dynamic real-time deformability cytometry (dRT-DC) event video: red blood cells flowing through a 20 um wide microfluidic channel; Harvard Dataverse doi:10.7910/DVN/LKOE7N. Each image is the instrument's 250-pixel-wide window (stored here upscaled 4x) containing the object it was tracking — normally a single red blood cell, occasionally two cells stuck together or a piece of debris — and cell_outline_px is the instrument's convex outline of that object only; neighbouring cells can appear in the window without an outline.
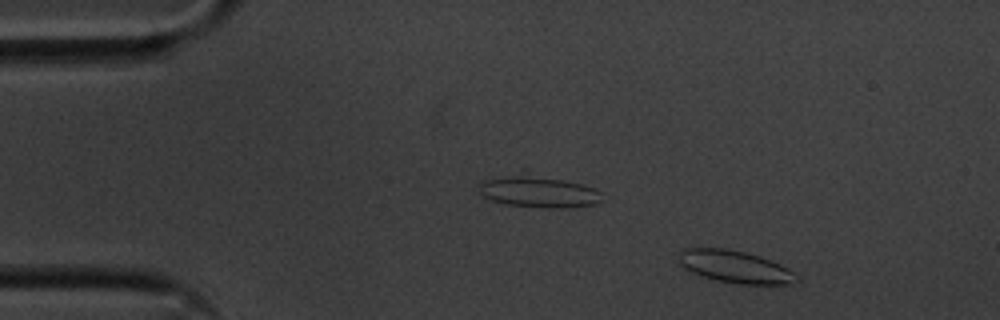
{"species": "common noctule bat (a hibernating species)", "species_latin": "Nyctalus noctula", "temperature_condition": "cold", "stored_images_in_passage": 53, "camera_frame_rate_fps": 3000, "um_per_image_px": 0.085, "animal": {"sex": "male", "body_mass_g": 20.1, "forearm_length_mm": 53.5}, "frame": {"image": 1, "passage_image": 4, "time_ms": 1.0, "image_size_px": [1000, 320], "cell_outline_px": [[800, 280], [792, 284], [736, 284], [716, 280], [700, 276], [684, 268], [680, 264], [680, 252], [684, 248], [724, 248], [744, 252], [760, 256], [780, 264], [796, 272]], "centroid_in_image_um": [62.52, 22.69], "position_along_channel_um": 22.5, "area_um2": 22.31}}
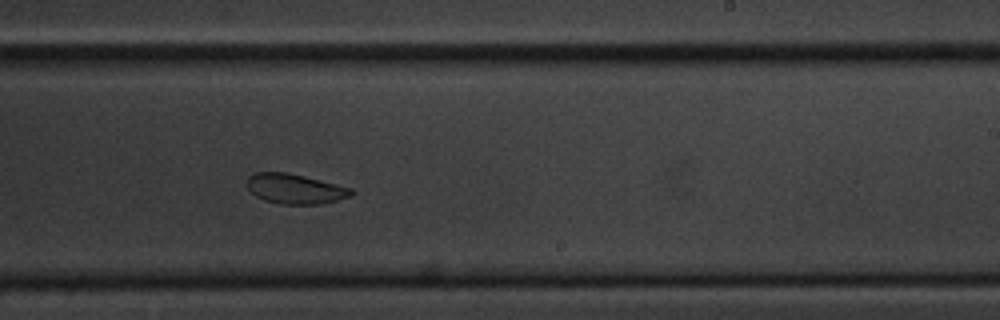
{"frame": {"image": 2, "passage_image": 31, "time_ms": 10.0, "image_size_px": [1000, 320], "cell_outline_px": [[356, 192], [352, 196], [320, 204], [280, 204], [264, 200], [256, 196], [248, 188], [248, 176], [256, 172], [288, 172], [352, 188]], "centroid_in_image_um": [25.1, 16.05], "position_along_channel_um": 263.9, "area_um2": 18.15}}
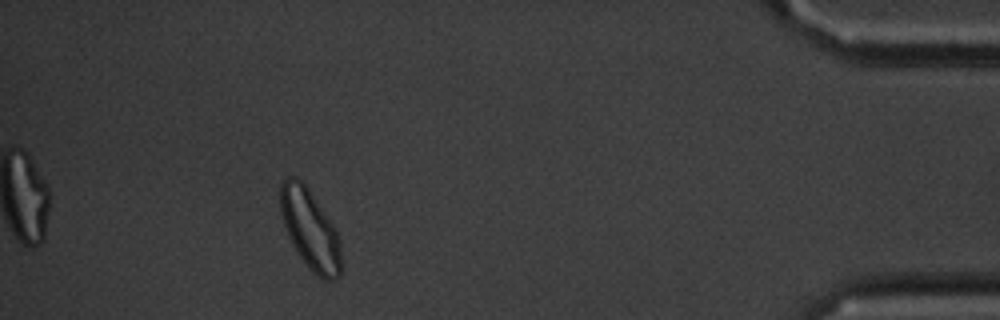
{"frame": {"image": 3, "passage_image": 48, "time_ms": 15.667, "image_size_px": [1000, 320], "cell_outline_px": [[340, 276], [332, 280], [324, 280], [312, 272], [300, 256], [292, 244], [288, 236], [280, 212], [280, 184], [288, 176], [296, 176], [304, 184], [336, 228], [340, 244]], "centroid_in_image_um": [26.34, 19.5], "position_along_channel_um": 408.9, "area_um2": 27.98}, "authors_computed_cell_mechanics": {"area_um2": 20.9236, "velocity_mm_per_s": 3.5228, "shape_relaxation_time_tau1_ms": 5.1406, "shape_relaxation_time_tau2_ms": 1.444, "deformation_change_tau1": 0.0772, "deformation_change_tau2": 0.0487}}